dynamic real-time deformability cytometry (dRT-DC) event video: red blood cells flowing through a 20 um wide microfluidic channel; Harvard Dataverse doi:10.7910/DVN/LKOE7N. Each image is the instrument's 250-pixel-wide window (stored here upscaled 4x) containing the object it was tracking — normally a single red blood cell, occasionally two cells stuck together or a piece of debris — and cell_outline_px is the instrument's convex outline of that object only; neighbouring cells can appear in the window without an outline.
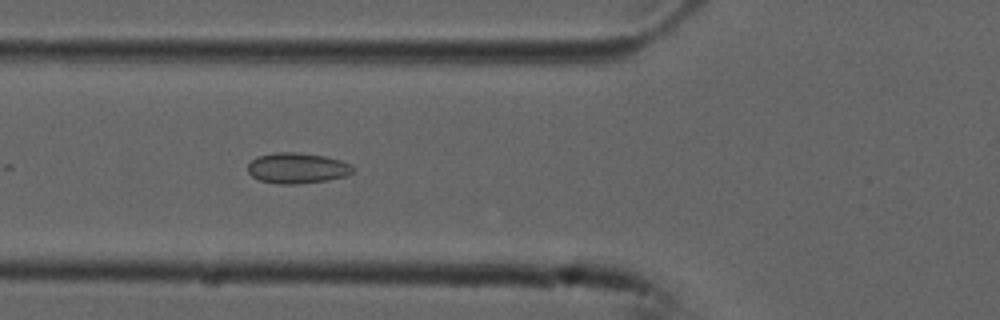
{"species": "common noctule bat (a hibernating species)", "species_latin": "Nyctalus noctula", "temperature_condition": "cold", "stored_images_in_passage": 7, "camera_frame_rate_fps": 3000, "um_per_image_px": 0.085, "animal": {"sex": "male", "forearm_length_mm": 52.5}, "frame": {"image": 1, "passage_image": 6, "time_ms": 1.667, "image_size_px": [1000, 320], "cell_outline_px": [[356, 168], [352, 172], [344, 176], [328, 180], [300, 184], [276, 184], [260, 180], [252, 176], [248, 172], [248, 164], [256, 156], [276, 152], [296, 152], [324, 156], [340, 160], [352, 164]], "centroid_in_image_um": [25.26, 14.29], "position_along_channel_um": 100.5, "area_um2": 18.9}}
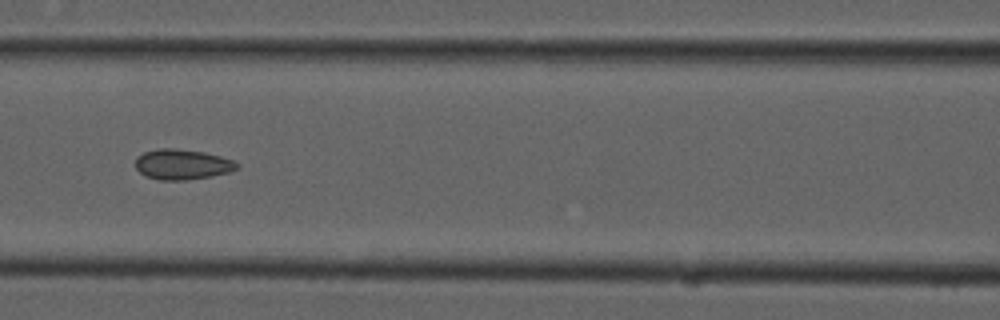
{"frame": {"image": 2, "passage_image": 7, "time_ms": 2.0, "image_size_px": [1000, 320], "cell_outline_px": [[240, 168], [228, 172], [212, 176], [188, 180], [160, 180], [148, 176], [140, 172], [136, 168], [136, 156], [144, 152], [160, 148], [176, 148], [204, 152], [220, 156], [232, 160], [240, 164]], "centroid_in_image_um": [15.51, 13.97], "position_along_channel_um": 151.1, "area_um2": 17.98}}